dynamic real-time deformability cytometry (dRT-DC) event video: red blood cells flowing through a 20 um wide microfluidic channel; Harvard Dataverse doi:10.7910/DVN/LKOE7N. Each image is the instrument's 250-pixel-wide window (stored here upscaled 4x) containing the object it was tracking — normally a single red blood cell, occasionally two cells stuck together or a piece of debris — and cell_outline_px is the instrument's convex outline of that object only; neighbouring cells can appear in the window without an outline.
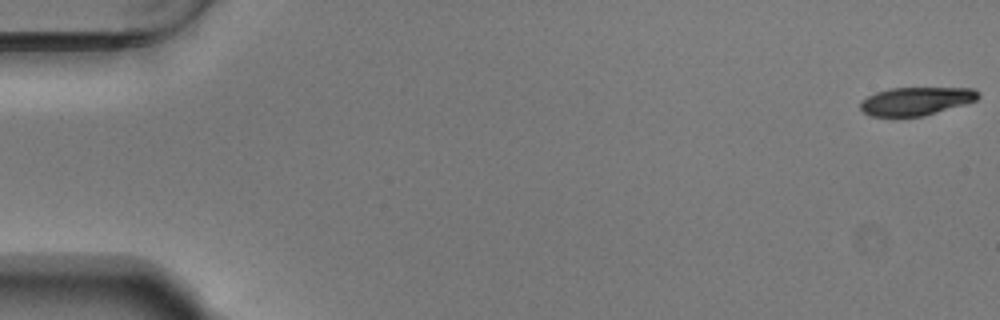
{"species": "Egyptian fruit bat (a non-hibernating species)", "species_latin": "Rousettus aegyptiacus", "temperature_condition": "warm", "stored_images_in_passage": 54, "camera_frame_rate_fps": 3000, "um_per_image_px": 0.085, "animal": {"sex": "male"}, "frame": {"image": 1, "passage_image": 1, "time_ms": 0.0, "image_size_px": [1000, 320], "cell_outline_px": [[980, 96], [976, 100], [964, 104], [924, 116], [872, 116], [864, 112], [860, 108], [860, 100], [876, 92], [888, 88], [972, 88], [980, 92]], "centroid_in_image_um": [77.85, 8.59], "position_along_channel_um": 7.1, "area_um2": 19.31}}
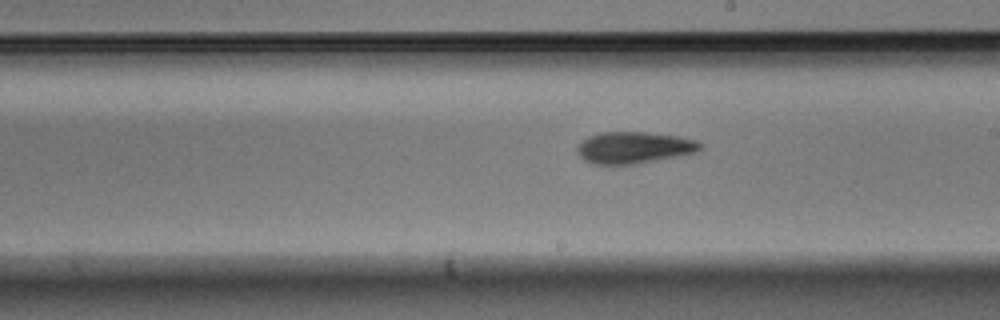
{"frame": {"image": 2, "passage_image": 32, "time_ms": 10.333, "image_size_px": [1000, 320], "cell_outline_px": [[704, 144], [696, 152], [636, 164], [592, 164], [584, 160], [576, 152], [576, 148], [588, 136], [600, 132], [644, 132], [680, 136], [700, 140]], "centroid_in_image_um": [53.91, 12.54], "position_along_channel_um": 235.1, "area_um2": 22.77}}
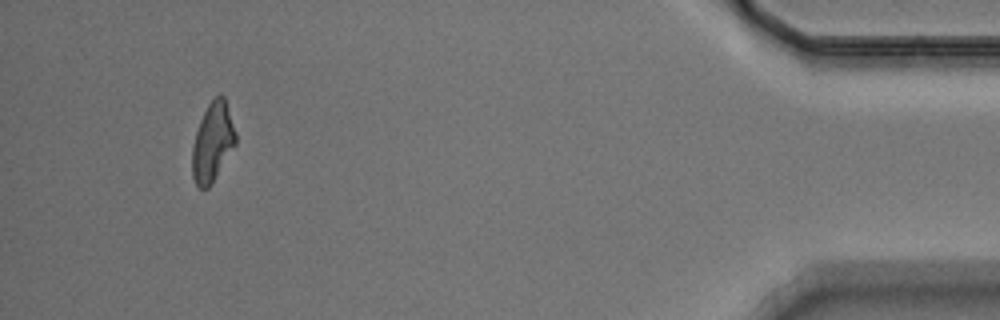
{"frame": {"image": 3, "passage_image": 52, "time_ms": 17.0, "image_size_px": [1000, 320], "cell_outline_px": [[236, 144], [212, 184], [208, 188], [200, 188], [196, 184], [192, 176], [192, 148], [196, 132], [200, 120], [208, 104], [216, 96], [224, 96], [236, 132]], "centroid_in_image_um": [18.07, 12.11], "position_along_channel_um": 417.1, "area_um2": 19.88}, "authors_computed_cell_mechanics": {"area_um2": 21.6461, "velocity_mm_per_s": 3.7174, "shape_relaxation_time_tau1_ms": 7.7763, "shape_relaxation_time_tau2_ms": 4.5934, "deformation_change_tau1": 0.204, "deformation_change_tau2": 0.1328}}